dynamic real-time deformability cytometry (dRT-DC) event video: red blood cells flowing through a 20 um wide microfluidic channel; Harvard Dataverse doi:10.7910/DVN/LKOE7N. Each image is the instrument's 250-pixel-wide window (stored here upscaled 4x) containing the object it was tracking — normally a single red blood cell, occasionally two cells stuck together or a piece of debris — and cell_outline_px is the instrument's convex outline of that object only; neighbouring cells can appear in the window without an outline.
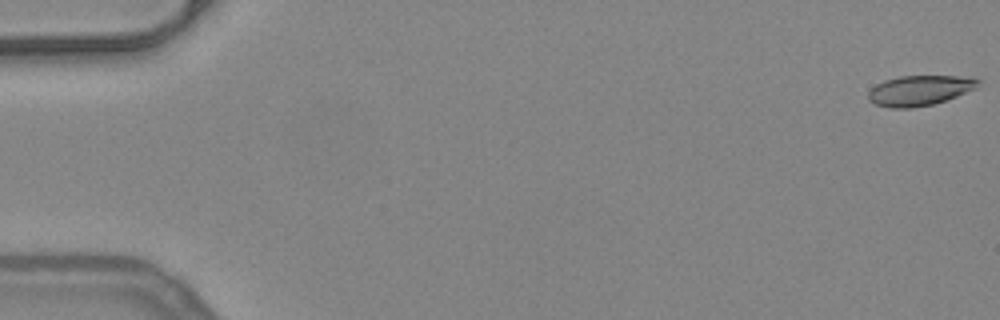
{"species": "common noctule bat (a hibernating species)", "species_latin": "Nyctalus noctula", "temperature_condition": "warm", "stored_images_in_passage": 13, "camera_frame_rate_fps": 3000, "um_per_image_px": 0.085, "animal": {"sex": "female", "body_mass_g": 24.6, "forearm_length_mm": 56.2}, "frame": {"image": 1, "passage_image": 1, "time_ms": 0.0, "image_size_px": [1000, 320], "cell_outline_px": [[980, 80], [976, 88], [956, 96], [932, 104], [912, 108], [888, 108], [876, 104], [868, 100], [868, 92], [876, 84], [884, 80], [900, 76], [972, 76]], "centroid_in_image_um": [78.15, 7.68], "position_along_channel_um": 6.8, "area_um2": 19.31}}